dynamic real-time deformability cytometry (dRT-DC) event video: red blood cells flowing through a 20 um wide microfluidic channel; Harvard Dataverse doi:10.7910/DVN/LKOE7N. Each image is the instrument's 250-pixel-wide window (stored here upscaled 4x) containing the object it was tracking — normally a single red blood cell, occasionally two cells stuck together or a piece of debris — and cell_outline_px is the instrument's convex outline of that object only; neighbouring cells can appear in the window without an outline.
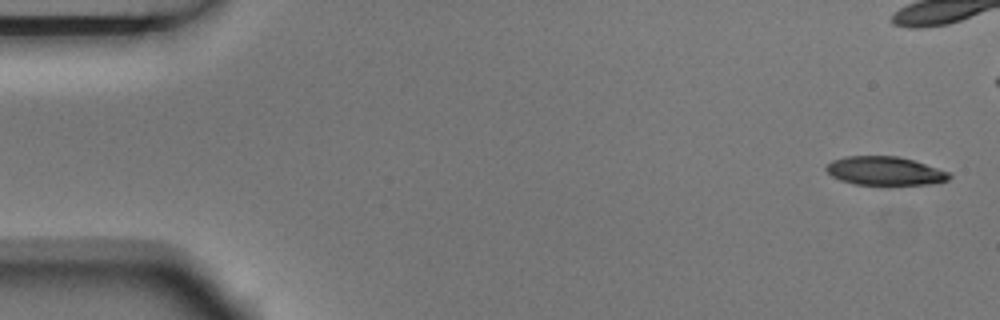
{"species": "Egyptian fruit bat (a non-hibernating species)", "species_latin": "Rousettus aegyptiacus", "temperature_condition": "room temperature", "stored_images_in_passage": 6, "segment_of_instrument_passage": [2, 2], "camera_frame_rate_fps": 3000, "um_per_image_px": 0.085, "animal": {"sex": "male"}, "frame": {"image": 1, "passage_image": 6, "time_ms": 1.667, "image_size_px": [1000, 320], "cell_outline_px": [[952, 176], [948, 180], [932, 184], [888, 188], [880, 188], [856, 184], [840, 180], [832, 176], [824, 168], [832, 160], [844, 156], [900, 156], [948, 172]], "centroid_in_image_um": [75.21, 14.59], "position_along_channel_um": 9.8, "area_um2": 21.5}}